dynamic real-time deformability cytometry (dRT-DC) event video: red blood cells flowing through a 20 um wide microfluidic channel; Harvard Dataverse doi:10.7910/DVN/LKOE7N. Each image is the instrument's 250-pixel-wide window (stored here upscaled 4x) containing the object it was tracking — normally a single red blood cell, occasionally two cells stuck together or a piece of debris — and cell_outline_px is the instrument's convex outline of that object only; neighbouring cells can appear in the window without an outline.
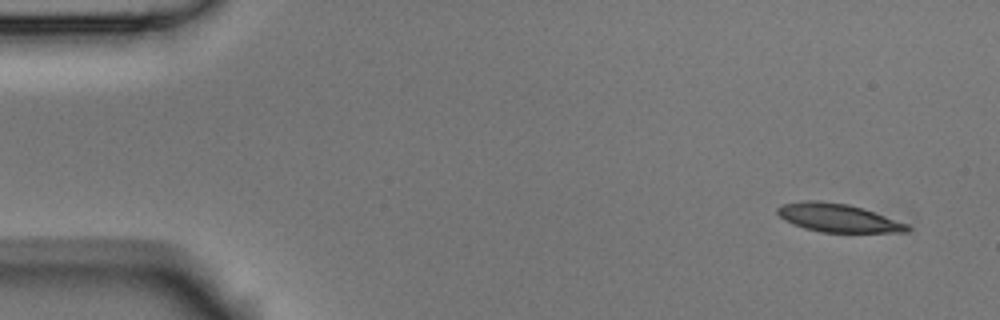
{"species": "Egyptian fruit bat (a non-hibernating species)", "species_latin": "Rousettus aegyptiacus", "temperature_condition": "room temperature", "stored_images_in_passage": 6, "camera_frame_rate_fps": 3000, "um_per_image_px": 0.085, "animal": {"sex": "male"}, "frame": {"image": 1, "passage_image": 1, "time_ms": 0.0, "image_size_px": [1000, 320], "cell_outline_px": [[912, 228], [908, 232], [820, 232], [804, 228], [792, 224], [784, 220], [776, 212], [776, 208], [784, 204], [800, 200], [820, 200], [848, 204], [864, 208], [908, 224]], "centroid_in_image_um": [71.22, 18.51], "position_along_channel_um": 13.8, "area_um2": 21.62}}
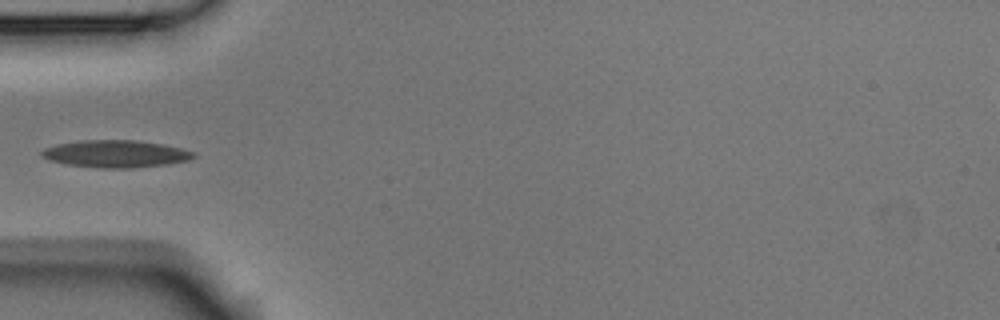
{"frame": {"image": 2, "passage_image": 5, "time_ms": 1.333, "image_size_px": [1000, 320], "cell_outline_px": [[196, 156], [188, 160], [168, 164], [132, 168], [100, 168], [68, 164], [52, 160], [40, 156], [40, 152], [44, 148], [56, 144], [80, 140], [136, 140], [164, 144], [196, 152]], "centroid_in_image_um": [9.85, 13.07], "position_along_channel_um": 75.2, "area_um2": 24.16}}
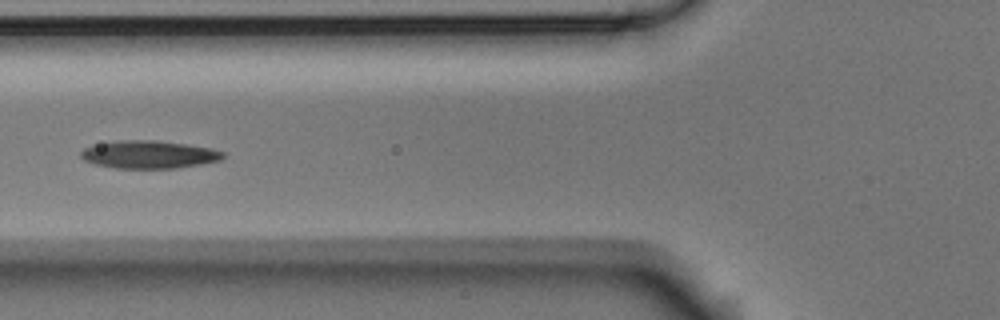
{"frame": {"image": 3, "passage_image": 6, "time_ms": 1.667, "image_size_px": [1000, 320], "cell_outline_px": [[224, 156], [220, 160], [200, 164], [176, 168], [112, 168], [96, 164], [84, 160], [80, 156], [80, 152], [84, 148], [92, 144], [116, 140], [156, 140], [188, 144], [212, 148], [224, 152]], "centroid_in_image_um": [12.62, 13.12], "position_along_channel_um": 113.2, "area_um2": 23.24}}